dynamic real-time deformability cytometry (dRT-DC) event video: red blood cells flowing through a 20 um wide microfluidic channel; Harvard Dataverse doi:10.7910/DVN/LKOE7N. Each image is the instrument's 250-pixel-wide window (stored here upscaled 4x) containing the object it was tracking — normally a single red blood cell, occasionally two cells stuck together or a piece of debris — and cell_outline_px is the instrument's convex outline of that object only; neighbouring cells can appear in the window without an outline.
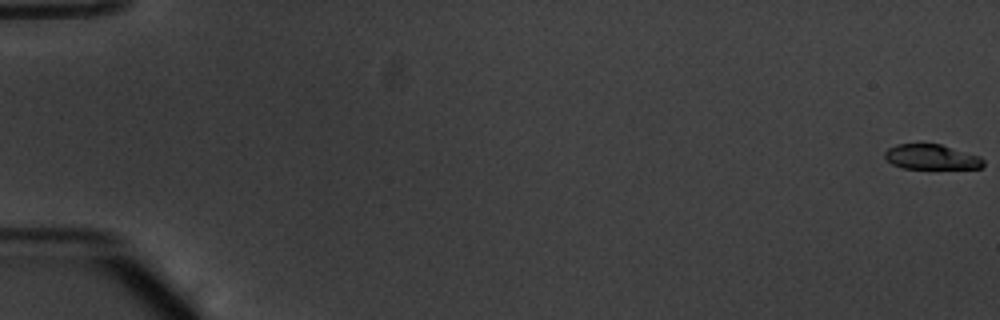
{"species": "common noctule bat (a hibernating species)", "species_latin": "Nyctalus noctula", "temperature_condition": "warm", "stored_images_in_passage": 55, "camera_frame_rate_fps": 3000, "um_per_image_px": 0.085, "animal": {"sex": "male", "body_mass_g": 20.1, "forearm_length_mm": 53.5}, "frame": {"image": 1, "passage_image": 1, "time_ms": 0.0, "image_size_px": [1000, 320], "cell_outline_px": [[984, 164], [980, 168], [904, 168], [892, 164], [884, 156], [884, 152], [888, 148], [896, 144], [940, 144], [980, 156], [984, 160]], "centroid_in_image_um": [79.17, 13.34], "position_along_channel_um": 5.8, "area_um2": 14.22}}
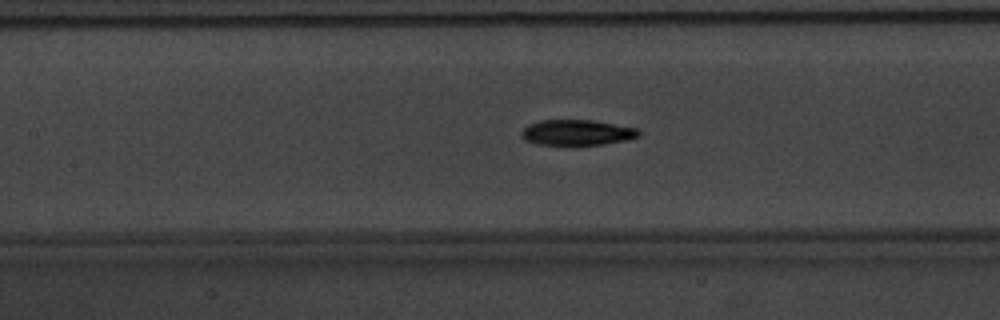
{"frame": {"image": 2, "passage_image": 27, "time_ms": 8.667, "image_size_px": [1000, 320], "cell_outline_px": [[640, 136], [628, 140], [604, 144], [536, 144], [524, 140], [520, 136], [520, 132], [528, 124], [540, 120], [592, 120], [636, 128], [640, 132]], "centroid_in_image_um": [49.02, 11.26], "position_along_channel_um": 158.4, "area_um2": 17.4}}
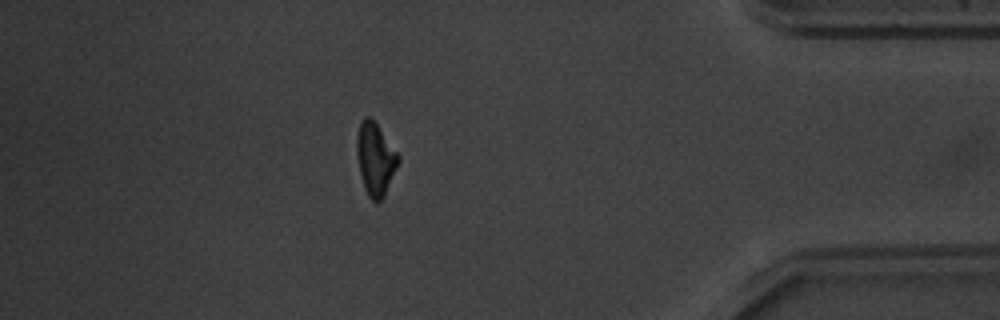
{"frame": {"image": 3, "passage_image": 49, "time_ms": 16.0, "image_size_px": [1000, 320], "cell_outline_px": [[400, 160], [384, 196], [376, 204], [368, 196], [364, 188], [360, 176], [356, 152], [356, 136], [360, 120], [364, 116], [368, 116], [376, 124], [400, 156]], "centroid_in_image_um": [31.88, 13.52], "position_along_channel_um": 403.3, "area_um2": 17.57}, "authors_computed_cell_mechanics": {"area_um2": 17.3978, "velocity_mm_per_s": 3.8177, "shape_relaxation_time_tau1_ms": 3.4068, "shape_relaxation_time_tau2_ms": 5.6375, "deformation_change_tau1": 0.1577, "deformation_change_tau2": 0.136}}